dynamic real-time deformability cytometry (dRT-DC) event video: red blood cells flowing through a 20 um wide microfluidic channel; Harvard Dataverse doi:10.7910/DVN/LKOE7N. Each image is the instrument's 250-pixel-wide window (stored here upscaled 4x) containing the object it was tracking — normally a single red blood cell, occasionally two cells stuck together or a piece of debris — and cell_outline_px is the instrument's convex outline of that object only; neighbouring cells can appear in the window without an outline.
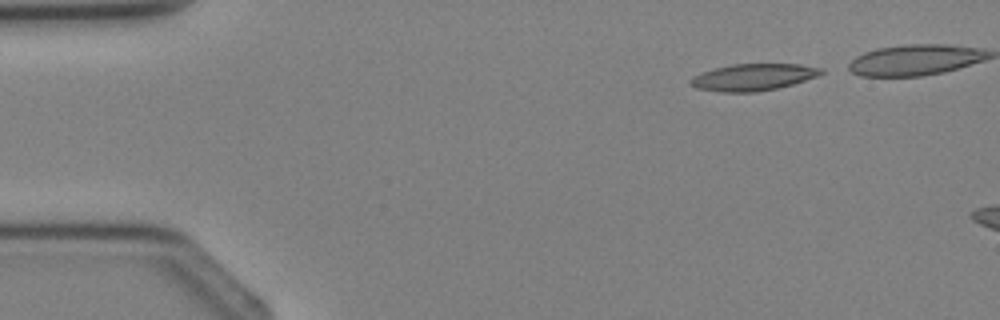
{"species": "Egyptian fruit bat (a non-hibernating species)", "species_latin": "Rousettus aegyptiacus", "temperature_condition": "cold", "stored_images_in_passage": 3, "camera_frame_rate_fps": 3000, "um_per_image_px": 0.085, "animal": {"sex": "female"}, "frame": {"image": 1, "passage_image": 1, "time_ms": 0.0, "image_size_px": [1000, 320], "cell_outline_px": [[824, 72], [816, 76], [792, 84], [776, 88], [756, 92], [720, 92], [696, 88], [688, 84], [688, 80], [692, 76], [700, 72], [732, 64], [800, 64], [824, 68]], "centroid_in_image_um": [63.97, 6.56], "position_along_channel_um": 21.0, "area_um2": 20.46}}